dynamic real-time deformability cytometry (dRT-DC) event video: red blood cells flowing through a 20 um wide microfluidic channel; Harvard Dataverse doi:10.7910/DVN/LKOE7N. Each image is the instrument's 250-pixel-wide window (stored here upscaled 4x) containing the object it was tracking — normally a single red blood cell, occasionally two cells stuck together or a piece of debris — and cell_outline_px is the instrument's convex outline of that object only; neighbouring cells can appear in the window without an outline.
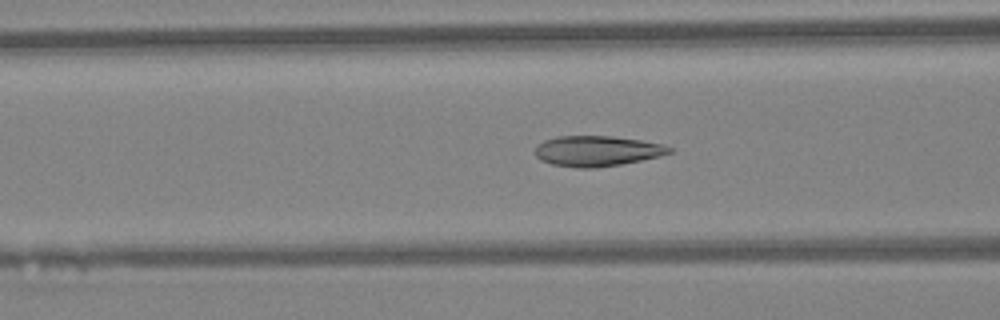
{"species": "Egyptian fruit bat (a non-hibernating species)", "species_latin": "Rousettus aegyptiacus", "temperature_condition": "warm", "stored_images_in_passage": 29, "camera_frame_rate_fps": 3000, "um_per_image_px": 0.085, "animal": {"sex": "female"}, "frame": {"image": 1, "passage_image": 5, "time_ms": 1.333, "image_size_px": [1000, 320], "cell_outline_px": [[672, 152], [660, 156], [620, 164], [596, 168], [576, 168], [552, 164], [540, 160], [536, 156], [536, 144], [544, 140], [556, 136], [612, 136], [640, 140], [664, 144], [672, 148]], "centroid_in_image_um": [50.73, 12.83], "position_along_channel_um": 115.9, "area_um2": 23.87}}
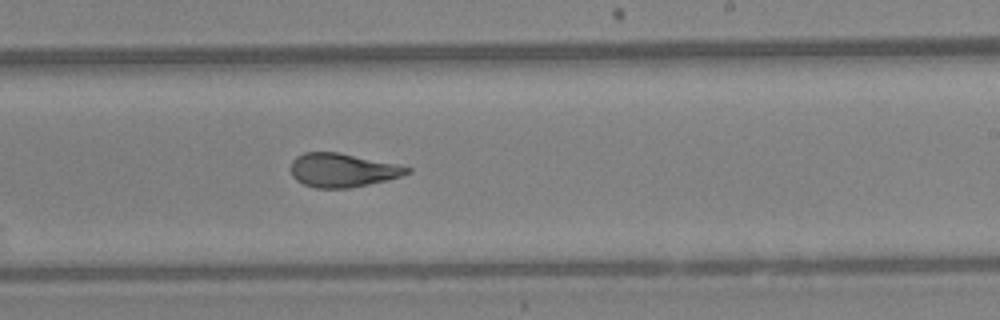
{"frame": {"image": 2, "passage_image": 15, "time_ms": 4.667, "image_size_px": [1000, 320], "cell_outline_px": [[412, 172], [388, 180], [348, 188], [316, 188], [304, 184], [296, 180], [292, 176], [292, 160], [296, 156], [304, 152], [336, 152], [412, 168]], "centroid_in_image_um": [29.08, 14.47], "position_along_channel_um": 259.9, "area_um2": 22.48}}
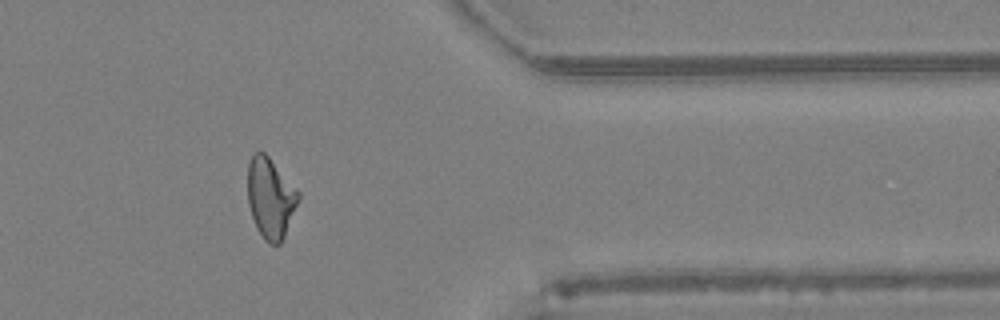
{"frame": {"image": 3, "passage_image": 25, "time_ms": 8.0, "image_size_px": [1000, 320], "cell_outline_px": [[300, 200], [284, 236], [280, 244], [268, 244], [264, 240], [256, 228], [248, 204], [248, 164], [252, 156], [256, 152], [264, 152], [268, 156], [300, 192]], "centroid_in_image_um": [23.0, 16.85], "position_along_channel_um": 388.4, "area_um2": 23.76}, "authors_computed_cell_mechanics": {"area_um2": 23.5246, "velocity_mm_per_s": 4.344, "shape_relaxation_time_tau1_ms": 5.2759, "shape_relaxation_time_tau2_ms": 1.2015, "deformation_change_tau1": 0.19, "deformation_change_tau2": 0.0807}}